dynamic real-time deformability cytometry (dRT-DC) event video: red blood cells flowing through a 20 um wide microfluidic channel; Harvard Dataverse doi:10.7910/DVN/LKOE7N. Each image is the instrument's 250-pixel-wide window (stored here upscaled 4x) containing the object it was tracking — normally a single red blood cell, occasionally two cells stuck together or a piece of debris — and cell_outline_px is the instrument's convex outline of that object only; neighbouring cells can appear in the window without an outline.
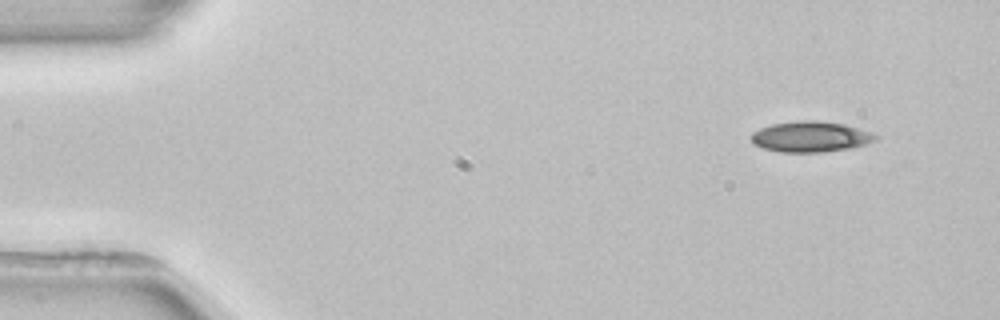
{"species": "common noctule bat (a hibernating species)", "species_latin": "Nyctalus noctula", "temperature_condition": "room temperature", "stored_images_in_passage": 4, "segment_of_instrument_passage": [2, 2], "camera_frame_rate_fps": 3000, "um_per_image_px": 0.085, "animal": {"sex": "female", "body_mass_g": 22.7, "forearm_length_mm": 54.2}, "frame": {"image": 1, "passage_image": 4, "time_ms": 5.333, "image_size_px": [1000, 320], "cell_outline_px": [[880, 136], [876, 140], [852, 148], [824, 152], [780, 152], [764, 148], [752, 144], [748, 136], [752, 132], [760, 128], [772, 124], [800, 120], [816, 120], [844, 124], [872, 132]], "centroid_in_image_um": [68.88, 11.62], "position_along_channel_um": 16.1, "area_um2": 22.48}}